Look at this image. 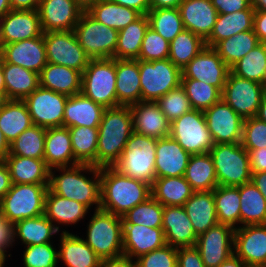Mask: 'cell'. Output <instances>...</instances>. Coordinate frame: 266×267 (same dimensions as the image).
Here are the masks:
<instances>
[{
  "label": "cell",
  "mask_w": 266,
  "mask_h": 267,
  "mask_svg": "<svg viewBox=\"0 0 266 267\" xmlns=\"http://www.w3.org/2000/svg\"><path fill=\"white\" fill-rule=\"evenodd\" d=\"M134 133L130 106L105 108L98 127L96 167H113Z\"/></svg>",
  "instance_id": "6da1fadb"
},
{
  "label": "cell",
  "mask_w": 266,
  "mask_h": 267,
  "mask_svg": "<svg viewBox=\"0 0 266 267\" xmlns=\"http://www.w3.org/2000/svg\"><path fill=\"white\" fill-rule=\"evenodd\" d=\"M100 209L123 216L136 205L152 196L151 185L129 178L114 167L100 168Z\"/></svg>",
  "instance_id": "7a4b0ae2"
},
{
  "label": "cell",
  "mask_w": 266,
  "mask_h": 267,
  "mask_svg": "<svg viewBox=\"0 0 266 267\" xmlns=\"http://www.w3.org/2000/svg\"><path fill=\"white\" fill-rule=\"evenodd\" d=\"M55 170L61 172V175H56ZM82 172L92 173L93 177L87 178ZM48 188L55 194L84 204L89 209L94 204L95 210L100 209L101 179L98 167L77 164L70 167L52 168L50 169Z\"/></svg>",
  "instance_id": "3957f363"
},
{
  "label": "cell",
  "mask_w": 266,
  "mask_h": 267,
  "mask_svg": "<svg viewBox=\"0 0 266 267\" xmlns=\"http://www.w3.org/2000/svg\"><path fill=\"white\" fill-rule=\"evenodd\" d=\"M156 139L133 133L125 149L113 166L121 174L146 182L152 186L155 172Z\"/></svg>",
  "instance_id": "277c9868"
},
{
  "label": "cell",
  "mask_w": 266,
  "mask_h": 267,
  "mask_svg": "<svg viewBox=\"0 0 266 267\" xmlns=\"http://www.w3.org/2000/svg\"><path fill=\"white\" fill-rule=\"evenodd\" d=\"M85 242L102 259L123 255L122 217L95 210L87 225Z\"/></svg>",
  "instance_id": "5b68a950"
},
{
  "label": "cell",
  "mask_w": 266,
  "mask_h": 267,
  "mask_svg": "<svg viewBox=\"0 0 266 267\" xmlns=\"http://www.w3.org/2000/svg\"><path fill=\"white\" fill-rule=\"evenodd\" d=\"M81 93L104 108L117 107L116 59H91L82 73Z\"/></svg>",
  "instance_id": "8992f818"
},
{
  "label": "cell",
  "mask_w": 266,
  "mask_h": 267,
  "mask_svg": "<svg viewBox=\"0 0 266 267\" xmlns=\"http://www.w3.org/2000/svg\"><path fill=\"white\" fill-rule=\"evenodd\" d=\"M218 186H240L251 182L249 155L241 143L214 144L210 150Z\"/></svg>",
  "instance_id": "52a82bcc"
},
{
  "label": "cell",
  "mask_w": 266,
  "mask_h": 267,
  "mask_svg": "<svg viewBox=\"0 0 266 267\" xmlns=\"http://www.w3.org/2000/svg\"><path fill=\"white\" fill-rule=\"evenodd\" d=\"M49 184H12L0 200V214L12 223L44 214L45 196Z\"/></svg>",
  "instance_id": "ba28073f"
},
{
  "label": "cell",
  "mask_w": 266,
  "mask_h": 267,
  "mask_svg": "<svg viewBox=\"0 0 266 267\" xmlns=\"http://www.w3.org/2000/svg\"><path fill=\"white\" fill-rule=\"evenodd\" d=\"M141 101L156 102L181 85L182 70L171 60H139Z\"/></svg>",
  "instance_id": "9c48e42d"
},
{
  "label": "cell",
  "mask_w": 266,
  "mask_h": 267,
  "mask_svg": "<svg viewBox=\"0 0 266 267\" xmlns=\"http://www.w3.org/2000/svg\"><path fill=\"white\" fill-rule=\"evenodd\" d=\"M170 137L190 155L210 152L214 146L203 111L192 109L171 122Z\"/></svg>",
  "instance_id": "30bf717a"
},
{
  "label": "cell",
  "mask_w": 266,
  "mask_h": 267,
  "mask_svg": "<svg viewBox=\"0 0 266 267\" xmlns=\"http://www.w3.org/2000/svg\"><path fill=\"white\" fill-rule=\"evenodd\" d=\"M74 32L80 46L91 59L113 58L117 47V30L98 22L84 11Z\"/></svg>",
  "instance_id": "8fae6325"
},
{
  "label": "cell",
  "mask_w": 266,
  "mask_h": 267,
  "mask_svg": "<svg viewBox=\"0 0 266 267\" xmlns=\"http://www.w3.org/2000/svg\"><path fill=\"white\" fill-rule=\"evenodd\" d=\"M265 93V85L230 72L222 90L221 99L245 120L256 117Z\"/></svg>",
  "instance_id": "7c38bea8"
},
{
  "label": "cell",
  "mask_w": 266,
  "mask_h": 267,
  "mask_svg": "<svg viewBox=\"0 0 266 267\" xmlns=\"http://www.w3.org/2000/svg\"><path fill=\"white\" fill-rule=\"evenodd\" d=\"M43 34L47 63L63 65L83 73L91 58L80 46L74 30Z\"/></svg>",
  "instance_id": "4fadbf2b"
},
{
  "label": "cell",
  "mask_w": 266,
  "mask_h": 267,
  "mask_svg": "<svg viewBox=\"0 0 266 267\" xmlns=\"http://www.w3.org/2000/svg\"><path fill=\"white\" fill-rule=\"evenodd\" d=\"M68 96L39 86L23 99L33 125L43 128L63 127Z\"/></svg>",
  "instance_id": "5bb4252c"
},
{
  "label": "cell",
  "mask_w": 266,
  "mask_h": 267,
  "mask_svg": "<svg viewBox=\"0 0 266 267\" xmlns=\"http://www.w3.org/2000/svg\"><path fill=\"white\" fill-rule=\"evenodd\" d=\"M234 232V228L218 223L198 235L195 247L205 267H218L234 254Z\"/></svg>",
  "instance_id": "9a60e30c"
},
{
  "label": "cell",
  "mask_w": 266,
  "mask_h": 267,
  "mask_svg": "<svg viewBox=\"0 0 266 267\" xmlns=\"http://www.w3.org/2000/svg\"><path fill=\"white\" fill-rule=\"evenodd\" d=\"M204 115L214 144L241 143L244 119L222 99Z\"/></svg>",
  "instance_id": "2e32d148"
},
{
  "label": "cell",
  "mask_w": 266,
  "mask_h": 267,
  "mask_svg": "<svg viewBox=\"0 0 266 267\" xmlns=\"http://www.w3.org/2000/svg\"><path fill=\"white\" fill-rule=\"evenodd\" d=\"M230 72L218 53L206 46L182 69V78L205 82L222 92Z\"/></svg>",
  "instance_id": "e0dca14e"
},
{
  "label": "cell",
  "mask_w": 266,
  "mask_h": 267,
  "mask_svg": "<svg viewBox=\"0 0 266 267\" xmlns=\"http://www.w3.org/2000/svg\"><path fill=\"white\" fill-rule=\"evenodd\" d=\"M234 254L247 266L266 267V224L238 226Z\"/></svg>",
  "instance_id": "ac0fdd59"
},
{
  "label": "cell",
  "mask_w": 266,
  "mask_h": 267,
  "mask_svg": "<svg viewBox=\"0 0 266 267\" xmlns=\"http://www.w3.org/2000/svg\"><path fill=\"white\" fill-rule=\"evenodd\" d=\"M38 12L44 33L74 30L84 11L75 0H40Z\"/></svg>",
  "instance_id": "d6986e66"
},
{
  "label": "cell",
  "mask_w": 266,
  "mask_h": 267,
  "mask_svg": "<svg viewBox=\"0 0 266 267\" xmlns=\"http://www.w3.org/2000/svg\"><path fill=\"white\" fill-rule=\"evenodd\" d=\"M0 57L6 63L19 65L40 74L47 64L44 34L3 45Z\"/></svg>",
  "instance_id": "ffe728a7"
},
{
  "label": "cell",
  "mask_w": 266,
  "mask_h": 267,
  "mask_svg": "<svg viewBox=\"0 0 266 267\" xmlns=\"http://www.w3.org/2000/svg\"><path fill=\"white\" fill-rule=\"evenodd\" d=\"M122 234L123 255L132 260L166 245L162 228L122 223Z\"/></svg>",
  "instance_id": "44dd1931"
},
{
  "label": "cell",
  "mask_w": 266,
  "mask_h": 267,
  "mask_svg": "<svg viewBox=\"0 0 266 267\" xmlns=\"http://www.w3.org/2000/svg\"><path fill=\"white\" fill-rule=\"evenodd\" d=\"M2 19V44L33 39L43 34L38 10H10Z\"/></svg>",
  "instance_id": "7402d4cb"
},
{
  "label": "cell",
  "mask_w": 266,
  "mask_h": 267,
  "mask_svg": "<svg viewBox=\"0 0 266 267\" xmlns=\"http://www.w3.org/2000/svg\"><path fill=\"white\" fill-rule=\"evenodd\" d=\"M134 132L155 139L170 135L171 122L161 111L157 102L140 101L130 106Z\"/></svg>",
  "instance_id": "603a6c76"
},
{
  "label": "cell",
  "mask_w": 266,
  "mask_h": 267,
  "mask_svg": "<svg viewBox=\"0 0 266 267\" xmlns=\"http://www.w3.org/2000/svg\"><path fill=\"white\" fill-rule=\"evenodd\" d=\"M162 229L166 244L173 247H193L197 237L183 206H164Z\"/></svg>",
  "instance_id": "cb8c5ba5"
},
{
  "label": "cell",
  "mask_w": 266,
  "mask_h": 267,
  "mask_svg": "<svg viewBox=\"0 0 266 267\" xmlns=\"http://www.w3.org/2000/svg\"><path fill=\"white\" fill-rule=\"evenodd\" d=\"M190 156L172 137L156 139V178L184 176Z\"/></svg>",
  "instance_id": "d4e9b609"
},
{
  "label": "cell",
  "mask_w": 266,
  "mask_h": 267,
  "mask_svg": "<svg viewBox=\"0 0 266 267\" xmlns=\"http://www.w3.org/2000/svg\"><path fill=\"white\" fill-rule=\"evenodd\" d=\"M178 9L184 29L204 40L210 36L218 17L211 0H183Z\"/></svg>",
  "instance_id": "484cf974"
},
{
  "label": "cell",
  "mask_w": 266,
  "mask_h": 267,
  "mask_svg": "<svg viewBox=\"0 0 266 267\" xmlns=\"http://www.w3.org/2000/svg\"><path fill=\"white\" fill-rule=\"evenodd\" d=\"M43 159L50 169L80 164L74 158L69 129L67 127L46 129Z\"/></svg>",
  "instance_id": "4316f807"
},
{
  "label": "cell",
  "mask_w": 266,
  "mask_h": 267,
  "mask_svg": "<svg viewBox=\"0 0 266 267\" xmlns=\"http://www.w3.org/2000/svg\"><path fill=\"white\" fill-rule=\"evenodd\" d=\"M105 108L82 93L68 96L64 109L63 127H99Z\"/></svg>",
  "instance_id": "83f0119b"
},
{
  "label": "cell",
  "mask_w": 266,
  "mask_h": 267,
  "mask_svg": "<svg viewBox=\"0 0 266 267\" xmlns=\"http://www.w3.org/2000/svg\"><path fill=\"white\" fill-rule=\"evenodd\" d=\"M117 106H131L141 101L139 59H116Z\"/></svg>",
  "instance_id": "f1b7e54d"
},
{
  "label": "cell",
  "mask_w": 266,
  "mask_h": 267,
  "mask_svg": "<svg viewBox=\"0 0 266 267\" xmlns=\"http://www.w3.org/2000/svg\"><path fill=\"white\" fill-rule=\"evenodd\" d=\"M4 162L12 184H49L50 168L44 159L7 155Z\"/></svg>",
  "instance_id": "f546056e"
},
{
  "label": "cell",
  "mask_w": 266,
  "mask_h": 267,
  "mask_svg": "<svg viewBox=\"0 0 266 267\" xmlns=\"http://www.w3.org/2000/svg\"><path fill=\"white\" fill-rule=\"evenodd\" d=\"M40 86L67 96L80 94L82 72L72 68L47 63L39 74Z\"/></svg>",
  "instance_id": "4dcf8cb0"
},
{
  "label": "cell",
  "mask_w": 266,
  "mask_h": 267,
  "mask_svg": "<svg viewBox=\"0 0 266 267\" xmlns=\"http://www.w3.org/2000/svg\"><path fill=\"white\" fill-rule=\"evenodd\" d=\"M58 259L67 267H99L100 258L84 238L64 230L60 234Z\"/></svg>",
  "instance_id": "1f68e13d"
},
{
  "label": "cell",
  "mask_w": 266,
  "mask_h": 267,
  "mask_svg": "<svg viewBox=\"0 0 266 267\" xmlns=\"http://www.w3.org/2000/svg\"><path fill=\"white\" fill-rule=\"evenodd\" d=\"M197 235L218 224L212 191H197L183 205Z\"/></svg>",
  "instance_id": "d6a6232c"
},
{
  "label": "cell",
  "mask_w": 266,
  "mask_h": 267,
  "mask_svg": "<svg viewBox=\"0 0 266 267\" xmlns=\"http://www.w3.org/2000/svg\"><path fill=\"white\" fill-rule=\"evenodd\" d=\"M89 208L84 204L53 193L45 196L44 215L54 224L74 225L85 217Z\"/></svg>",
  "instance_id": "836d02e7"
},
{
  "label": "cell",
  "mask_w": 266,
  "mask_h": 267,
  "mask_svg": "<svg viewBox=\"0 0 266 267\" xmlns=\"http://www.w3.org/2000/svg\"><path fill=\"white\" fill-rule=\"evenodd\" d=\"M254 12L255 10L250 6L247 10L218 14L213 30L205 40L206 46L213 48L221 40L230 38L240 32L253 30Z\"/></svg>",
  "instance_id": "e575fe53"
},
{
  "label": "cell",
  "mask_w": 266,
  "mask_h": 267,
  "mask_svg": "<svg viewBox=\"0 0 266 267\" xmlns=\"http://www.w3.org/2000/svg\"><path fill=\"white\" fill-rule=\"evenodd\" d=\"M5 91L9 99L23 100L40 86L39 74L2 59Z\"/></svg>",
  "instance_id": "d590c367"
},
{
  "label": "cell",
  "mask_w": 266,
  "mask_h": 267,
  "mask_svg": "<svg viewBox=\"0 0 266 267\" xmlns=\"http://www.w3.org/2000/svg\"><path fill=\"white\" fill-rule=\"evenodd\" d=\"M195 191L184 176L155 178L152 197L163 206H183Z\"/></svg>",
  "instance_id": "8d00e7d4"
},
{
  "label": "cell",
  "mask_w": 266,
  "mask_h": 267,
  "mask_svg": "<svg viewBox=\"0 0 266 267\" xmlns=\"http://www.w3.org/2000/svg\"><path fill=\"white\" fill-rule=\"evenodd\" d=\"M184 177L195 192L214 190L218 181L210 153L191 155Z\"/></svg>",
  "instance_id": "74e56055"
},
{
  "label": "cell",
  "mask_w": 266,
  "mask_h": 267,
  "mask_svg": "<svg viewBox=\"0 0 266 267\" xmlns=\"http://www.w3.org/2000/svg\"><path fill=\"white\" fill-rule=\"evenodd\" d=\"M33 125L23 100L10 99L0 109V129L9 145Z\"/></svg>",
  "instance_id": "f35d334b"
},
{
  "label": "cell",
  "mask_w": 266,
  "mask_h": 267,
  "mask_svg": "<svg viewBox=\"0 0 266 267\" xmlns=\"http://www.w3.org/2000/svg\"><path fill=\"white\" fill-rule=\"evenodd\" d=\"M92 18L118 32L137 20L141 14L110 0H101L86 11Z\"/></svg>",
  "instance_id": "ab89813d"
},
{
  "label": "cell",
  "mask_w": 266,
  "mask_h": 267,
  "mask_svg": "<svg viewBox=\"0 0 266 267\" xmlns=\"http://www.w3.org/2000/svg\"><path fill=\"white\" fill-rule=\"evenodd\" d=\"M59 229V226L54 225L44 214L14 224L15 238H20L25 246L49 243Z\"/></svg>",
  "instance_id": "60d3db41"
},
{
  "label": "cell",
  "mask_w": 266,
  "mask_h": 267,
  "mask_svg": "<svg viewBox=\"0 0 266 267\" xmlns=\"http://www.w3.org/2000/svg\"><path fill=\"white\" fill-rule=\"evenodd\" d=\"M148 28V16L141 15L137 20L120 30L113 58L137 60L145 32Z\"/></svg>",
  "instance_id": "b9f144b4"
},
{
  "label": "cell",
  "mask_w": 266,
  "mask_h": 267,
  "mask_svg": "<svg viewBox=\"0 0 266 267\" xmlns=\"http://www.w3.org/2000/svg\"><path fill=\"white\" fill-rule=\"evenodd\" d=\"M240 224H266V199L252 183L239 186Z\"/></svg>",
  "instance_id": "7bdbcfd3"
},
{
  "label": "cell",
  "mask_w": 266,
  "mask_h": 267,
  "mask_svg": "<svg viewBox=\"0 0 266 267\" xmlns=\"http://www.w3.org/2000/svg\"><path fill=\"white\" fill-rule=\"evenodd\" d=\"M213 196L218 222L236 229L240 225L239 186H217Z\"/></svg>",
  "instance_id": "ee69618b"
},
{
  "label": "cell",
  "mask_w": 266,
  "mask_h": 267,
  "mask_svg": "<svg viewBox=\"0 0 266 267\" xmlns=\"http://www.w3.org/2000/svg\"><path fill=\"white\" fill-rule=\"evenodd\" d=\"M260 43L261 42L254 33V30H250L240 32L230 38L221 40L213 47V49L231 68Z\"/></svg>",
  "instance_id": "f6af8a7d"
},
{
  "label": "cell",
  "mask_w": 266,
  "mask_h": 267,
  "mask_svg": "<svg viewBox=\"0 0 266 267\" xmlns=\"http://www.w3.org/2000/svg\"><path fill=\"white\" fill-rule=\"evenodd\" d=\"M68 129L74 158L80 164L96 167L98 127L76 126Z\"/></svg>",
  "instance_id": "bcb514c9"
},
{
  "label": "cell",
  "mask_w": 266,
  "mask_h": 267,
  "mask_svg": "<svg viewBox=\"0 0 266 267\" xmlns=\"http://www.w3.org/2000/svg\"><path fill=\"white\" fill-rule=\"evenodd\" d=\"M205 47L203 38L185 29L170 42L168 59L182 70Z\"/></svg>",
  "instance_id": "7dc6e473"
},
{
  "label": "cell",
  "mask_w": 266,
  "mask_h": 267,
  "mask_svg": "<svg viewBox=\"0 0 266 267\" xmlns=\"http://www.w3.org/2000/svg\"><path fill=\"white\" fill-rule=\"evenodd\" d=\"M232 74L266 85V43H260L231 68Z\"/></svg>",
  "instance_id": "c3c4849f"
},
{
  "label": "cell",
  "mask_w": 266,
  "mask_h": 267,
  "mask_svg": "<svg viewBox=\"0 0 266 267\" xmlns=\"http://www.w3.org/2000/svg\"><path fill=\"white\" fill-rule=\"evenodd\" d=\"M147 16L149 27L169 43L185 30L178 8L150 9Z\"/></svg>",
  "instance_id": "681fc988"
},
{
  "label": "cell",
  "mask_w": 266,
  "mask_h": 267,
  "mask_svg": "<svg viewBox=\"0 0 266 267\" xmlns=\"http://www.w3.org/2000/svg\"><path fill=\"white\" fill-rule=\"evenodd\" d=\"M46 128L32 125L23 131L11 144L8 155H19L35 159L44 158Z\"/></svg>",
  "instance_id": "f907efd6"
},
{
  "label": "cell",
  "mask_w": 266,
  "mask_h": 267,
  "mask_svg": "<svg viewBox=\"0 0 266 267\" xmlns=\"http://www.w3.org/2000/svg\"><path fill=\"white\" fill-rule=\"evenodd\" d=\"M181 86L195 110L205 111L221 100L222 92L210 84L190 78H182Z\"/></svg>",
  "instance_id": "816d5d0a"
},
{
  "label": "cell",
  "mask_w": 266,
  "mask_h": 267,
  "mask_svg": "<svg viewBox=\"0 0 266 267\" xmlns=\"http://www.w3.org/2000/svg\"><path fill=\"white\" fill-rule=\"evenodd\" d=\"M164 206L152 196L122 216V223H133L151 228H162Z\"/></svg>",
  "instance_id": "f5cc1de1"
},
{
  "label": "cell",
  "mask_w": 266,
  "mask_h": 267,
  "mask_svg": "<svg viewBox=\"0 0 266 267\" xmlns=\"http://www.w3.org/2000/svg\"><path fill=\"white\" fill-rule=\"evenodd\" d=\"M156 102L170 122H173L175 119L193 109L181 85L170 90Z\"/></svg>",
  "instance_id": "db71d44e"
},
{
  "label": "cell",
  "mask_w": 266,
  "mask_h": 267,
  "mask_svg": "<svg viewBox=\"0 0 266 267\" xmlns=\"http://www.w3.org/2000/svg\"><path fill=\"white\" fill-rule=\"evenodd\" d=\"M58 250L52 242L26 246L23 253L24 267H58Z\"/></svg>",
  "instance_id": "11a10c76"
},
{
  "label": "cell",
  "mask_w": 266,
  "mask_h": 267,
  "mask_svg": "<svg viewBox=\"0 0 266 267\" xmlns=\"http://www.w3.org/2000/svg\"><path fill=\"white\" fill-rule=\"evenodd\" d=\"M169 44L167 40L149 27L145 32L138 59L144 61L168 59Z\"/></svg>",
  "instance_id": "9f6ffc18"
},
{
  "label": "cell",
  "mask_w": 266,
  "mask_h": 267,
  "mask_svg": "<svg viewBox=\"0 0 266 267\" xmlns=\"http://www.w3.org/2000/svg\"><path fill=\"white\" fill-rule=\"evenodd\" d=\"M135 260V267H178L177 248L166 244Z\"/></svg>",
  "instance_id": "6f0895ef"
},
{
  "label": "cell",
  "mask_w": 266,
  "mask_h": 267,
  "mask_svg": "<svg viewBox=\"0 0 266 267\" xmlns=\"http://www.w3.org/2000/svg\"><path fill=\"white\" fill-rule=\"evenodd\" d=\"M241 144L245 149L266 147V123L257 117L245 119Z\"/></svg>",
  "instance_id": "680465c9"
},
{
  "label": "cell",
  "mask_w": 266,
  "mask_h": 267,
  "mask_svg": "<svg viewBox=\"0 0 266 267\" xmlns=\"http://www.w3.org/2000/svg\"><path fill=\"white\" fill-rule=\"evenodd\" d=\"M177 265L178 267H205L200 252L195 246L177 248Z\"/></svg>",
  "instance_id": "91938a15"
},
{
  "label": "cell",
  "mask_w": 266,
  "mask_h": 267,
  "mask_svg": "<svg viewBox=\"0 0 266 267\" xmlns=\"http://www.w3.org/2000/svg\"><path fill=\"white\" fill-rule=\"evenodd\" d=\"M218 14L235 13L247 10L251 4L250 0H211Z\"/></svg>",
  "instance_id": "94428289"
},
{
  "label": "cell",
  "mask_w": 266,
  "mask_h": 267,
  "mask_svg": "<svg viewBox=\"0 0 266 267\" xmlns=\"http://www.w3.org/2000/svg\"><path fill=\"white\" fill-rule=\"evenodd\" d=\"M14 239V223L0 214V250L7 252V248H12V243L16 241Z\"/></svg>",
  "instance_id": "6125c7cd"
},
{
  "label": "cell",
  "mask_w": 266,
  "mask_h": 267,
  "mask_svg": "<svg viewBox=\"0 0 266 267\" xmlns=\"http://www.w3.org/2000/svg\"><path fill=\"white\" fill-rule=\"evenodd\" d=\"M249 155L251 173L266 171V147L246 149Z\"/></svg>",
  "instance_id": "be15d7a7"
},
{
  "label": "cell",
  "mask_w": 266,
  "mask_h": 267,
  "mask_svg": "<svg viewBox=\"0 0 266 267\" xmlns=\"http://www.w3.org/2000/svg\"><path fill=\"white\" fill-rule=\"evenodd\" d=\"M254 33L262 43H266V11L254 12Z\"/></svg>",
  "instance_id": "e7e4bbea"
},
{
  "label": "cell",
  "mask_w": 266,
  "mask_h": 267,
  "mask_svg": "<svg viewBox=\"0 0 266 267\" xmlns=\"http://www.w3.org/2000/svg\"><path fill=\"white\" fill-rule=\"evenodd\" d=\"M121 6L129 7L138 11L141 15H147L151 9L150 0H110Z\"/></svg>",
  "instance_id": "03108f58"
},
{
  "label": "cell",
  "mask_w": 266,
  "mask_h": 267,
  "mask_svg": "<svg viewBox=\"0 0 266 267\" xmlns=\"http://www.w3.org/2000/svg\"><path fill=\"white\" fill-rule=\"evenodd\" d=\"M12 186L8 167L4 160H0V200L7 194Z\"/></svg>",
  "instance_id": "003e7915"
},
{
  "label": "cell",
  "mask_w": 266,
  "mask_h": 267,
  "mask_svg": "<svg viewBox=\"0 0 266 267\" xmlns=\"http://www.w3.org/2000/svg\"><path fill=\"white\" fill-rule=\"evenodd\" d=\"M99 267H135V261L122 255L116 258L100 260Z\"/></svg>",
  "instance_id": "a7ac6f4b"
},
{
  "label": "cell",
  "mask_w": 266,
  "mask_h": 267,
  "mask_svg": "<svg viewBox=\"0 0 266 267\" xmlns=\"http://www.w3.org/2000/svg\"><path fill=\"white\" fill-rule=\"evenodd\" d=\"M12 10H38L40 0H9Z\"/></svg>",
  "instance_id": "89a4df30"
},
{
  "label": "cell",
  "mask_w": 266,
  "mask_h": 267,
  "mask_svg": "<svg viewBox=\"0 0 266 267\" xmlns=\"http://www.w3.org/2000/svg\"><path fill=\"white\" fill-rule=\"evenodd\" d=\"M251 182L258 188L266 199V171L251 174Z\"/></svg>",
  "instance_id": "2644e50d"
},
{
  "label": "cell",
  "mask_w": 266,
  "mask_h": 267,
  "mask_svg": "<svg viewBox=\"0 0 266 267\" xmlns=\"http://www.w3.org/2000/svg\"><path fill=\"white\" fill-rule=\"evenodd\" d=\"M183 0H150L151 9L178 8Z\"/></svg>",
  "instance_id": "8c879c8a"
},
{
  "label": "cell",
  "mask_w": 266,
  "mask_h": 267,
  "mask_svg": "<svg viewBox=\"0 0 266 267\" xmlns=\"http://www.w3.org/2000/svg\"><path fill=\"white\" fill-rule=\"evenodd\" d=\"M218 267H249L235 254L231 255L226 261Z\"/></svg>",
  "instance_id": "753ad0ef"
},
{
  "label": "cell",
  "mask_w": 266,
  "mask_h": 267,
  "mask_svg": "<svg viewBox=\"0 0 266 267\" xmlns=\"http://www.w3.org/2000/svg\"><path fill=\"white\" fill-rule=\"evenodd\" d=\"M10 145L4 137L3 132L0 129V160H4L9 154Z\"/></svg>",
  "instance_id": "34e18365"
},
{
  "label": "cell",
  "mask_w": 266,
  "mask_h": 267,
  "mask_svg": "<svg viewBox=\"0 0 266 267\" xmlns=\"http://www.w3.org/2000/svg\"><path fill=\"white\" fill-rule=\"evenodd\" d=\"M256 117L266 123V93L264 94L262 101L260 102Z\"/></svg>",
  "instance_id": "11e5206c"
},
{
  "label": "cell",
  "mask_w": 266,
  "mask_h": 267,
  "mask_svg": "<svg viewBox=\"0 0 266 267\" xmlns=\"http://www.w3.org/2000/svg\"><path fill=\"white\" fill-rule=\"evenodd\" d=\"M99 1L101 0H75L83 11H87L91 6L95 5Z\"/></svg>",
  "instance_id": "2a66077c"
},
{
  "label": "cell",
  "mask_w": 266,
  "mask_h": 267,
  "mask_svg": "<svg viewBox=\"0 0 266 267\" xmlns=\"http://www.w3.org/2000/svg\"><path fill=\"white\" fill-rule=\"evenodd\" d=\"M250 4L255 11H266V0H250Z\"/></svg>",
  "instance_id": "b9fcfbb0"
},
{
  "label": "cell",
  "mask_w": 266,
  "mask_h": 267,
  "mask_svg": "<svg viewBox=\"0 0 266 267\" xmlns=\"http://www.w3.org/2000/svg\"><path fill=\"white\" fill-rule=\"evenodd\" d=\"M11 9L9 0H0V17L5 16Z\"/></svg>",
  "instance_id": "09005b40"
},
{
  "label": "cell",
  "mask_w": 266,
  "mask_h": 267,
  "mask_svg": "<svg viewBox=\"0 0 266 267\" xmlns=\"http://www.w3.org/2000/svg\"><path fill=\"white\" fill-rule=\"evenodd\" d=\"M0 91H5L4 73L2 70V58L0 57Z\"/></svg>",
  "instance_id": "979ff035"
},
{
  "label": "cell",
  "mask_w": 266,
  "mask_h": 267,
  "mask_svg": "<svg viewBox=\"0 0 266 267\" xmlns=\"http://www.w3.org/2000/svg\"><path fill=\"white\" fill-rule=\"evenodd\" d=\"M6 91H0V109L9 101Z\"/></svg>",
  "instance_id": "deb4b68c"
},
{
  "label": "cell",
  "mask_w": 266,
  "mask_h": 267,
  "mask_svg": "<svg viewBox=\"0 0 266 267\" xmlns=\"http://www.w3.org/2000/svg\"><path fill=\"white\" fill-rule=\"evenodd\" d=\"M7 253L0 250V267H4L5 261H6V255Z\"/></svg>",
  "instance_id": "67dfc351"
},
{
  "label": "cell",
  "mask_w": 266,
  "mask_h": 267,
  "mask_svg": "<svg viewBox=\"0 0 266 267\" xmlns=\"http://www.w3.org/2000/svg\"><path fill=\"white\" fill-rule=\"evenodd\" d=\"M1 31H2V19L0 17V53H1V50H2V47H3L2 38H1Z\"/></svg>",
  "instance_id": "b62a3aed"
}]
</instances>
